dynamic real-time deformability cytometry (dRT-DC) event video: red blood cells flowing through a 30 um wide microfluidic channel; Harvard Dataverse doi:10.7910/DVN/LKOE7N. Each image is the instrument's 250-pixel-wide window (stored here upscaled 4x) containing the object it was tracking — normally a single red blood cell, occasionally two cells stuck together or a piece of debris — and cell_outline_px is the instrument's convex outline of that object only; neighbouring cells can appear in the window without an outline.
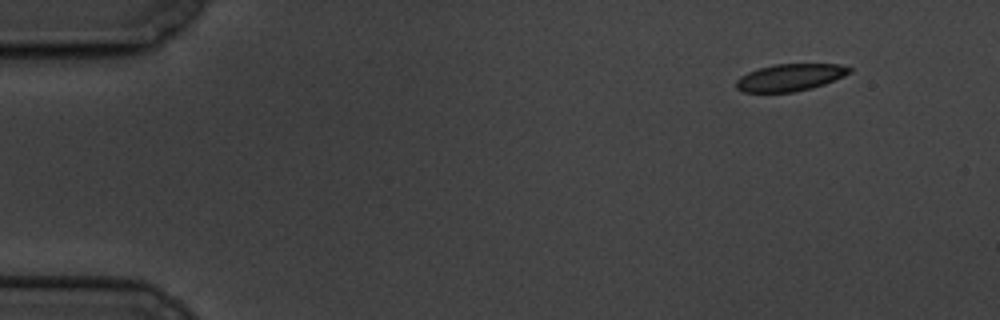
{"species": "common noctule bat (a hibernating species)", "species_latin": "Nyctalus noctula", "temperature_condition": "cold", "stored_images_in_passage": 2, "camera_frame_rate_fps": 3000, "um_per_image_px": 0.085, "animal": {"sex": "male", "body_mass_g": 19.5, "forearm_length_mm": 54.6}, "frame": {"image": 1, "passage_image": 2, "time_ms": 1.0, "image_size_px": [1000, 320], "cell_outline_px": [[852, 72], [844, 76], [824, 84], [812, 88], [792, 92], [744, 92], [736, 88], [736, 80], [740, 76], [748, 72], [772, 64], [840, 64], [852, 68]], "centroid_in_image_um": [67.16, 6.58], "position_along_channel_um": 17.8, "area_um2": 17.92}}